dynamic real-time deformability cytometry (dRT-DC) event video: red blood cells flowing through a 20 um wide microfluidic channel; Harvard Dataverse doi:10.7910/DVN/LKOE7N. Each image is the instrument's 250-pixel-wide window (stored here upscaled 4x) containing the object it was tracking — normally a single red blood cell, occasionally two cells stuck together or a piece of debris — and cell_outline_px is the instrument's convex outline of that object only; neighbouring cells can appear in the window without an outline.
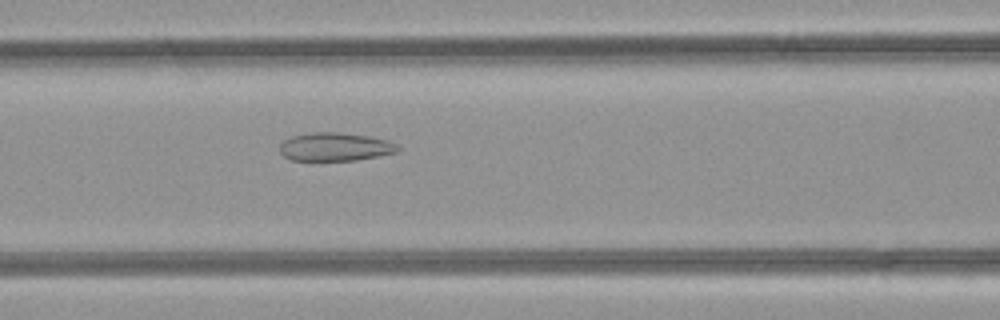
{"species": "common noctule bat (a hibernating species)", "species_latin": "Nyctalus noctula", "temperature_condition": "room temperature", "stored_images_in_passage": 30, "camera_frame_rate_fps": 3000, "um_per_image_px": 0.085, "animal": {"sex": "female", "body_mass_g": 21.9}, "frame": {"image": 1, "passage_image": 8, "time_ms": 2.333, "image_size_px": [1000, 320], "cell_outline_px": [[400, 152], [356, 160], [292, 160], [284, 156], [280, 152], [280, 144], [284, 140], [292, 136], [312, 132], [340, 132], [368, 136], [388, 140], [396, 144], [400, 148]], "centroid_in_image_um": [28.51, 12.47], "position_along_channel_um": 138.1, "area_um2": 19.54}}
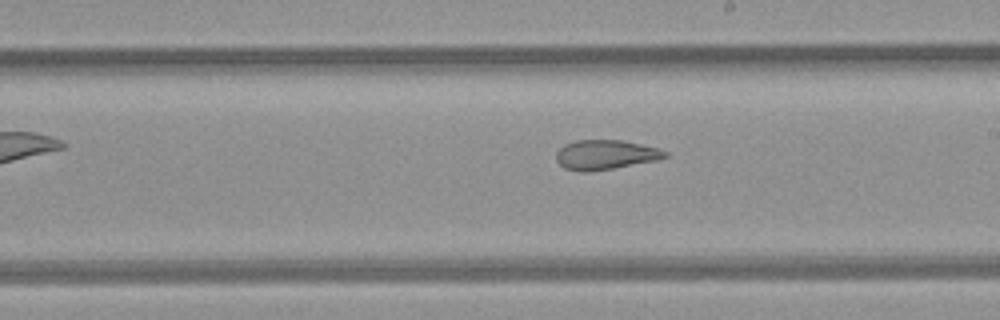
{"frame": {"image": 2, "passage_image": 15, "time_ms": 4.667, "image_size_px": [1000, 320], "cell_outline_px": [[668, 156], [656, 160], [612, 168], [588, 172], [580, 172], [564, 168], [556, 160], [556, 152], [564, 144], [576, 140], [620, 140], [640, 144], [656, 148], [668, 152]], "centroid_in_image_um": [51.41, 13.15], "position_along_channel_um": 237.6, "area_um2": 18.61}}
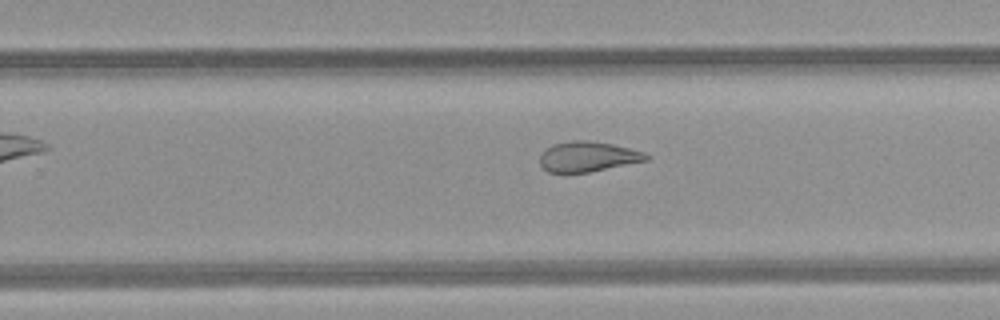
{"frame": {"image": 3, "passage_image": 18, "time_ms": 5.667, "image_size_px": [1000, 320], "cell_outline_px": [[652, 156], [648, 160], [588, 172], [548, 172], [540, 164], [540, 156], [552, 144], [576, 140], [588, 140], [612, 144], [644, 152]], "centroid_in_image_um": [49.99, 13.31], "position_along_channel_um": 279.8, "area_um2": 18.44}, "authors_computed_cell_mechanics": {"area_um2": 20.1144, "velocity_mm_per_s": 4.2629, "shape_relaxation_time_tau1_ms": null, "shape_relaxation_time_tau2_ms": 2.1034, "deformation_change_tau1": null, "deformation_change_tau2": 0.0902}}